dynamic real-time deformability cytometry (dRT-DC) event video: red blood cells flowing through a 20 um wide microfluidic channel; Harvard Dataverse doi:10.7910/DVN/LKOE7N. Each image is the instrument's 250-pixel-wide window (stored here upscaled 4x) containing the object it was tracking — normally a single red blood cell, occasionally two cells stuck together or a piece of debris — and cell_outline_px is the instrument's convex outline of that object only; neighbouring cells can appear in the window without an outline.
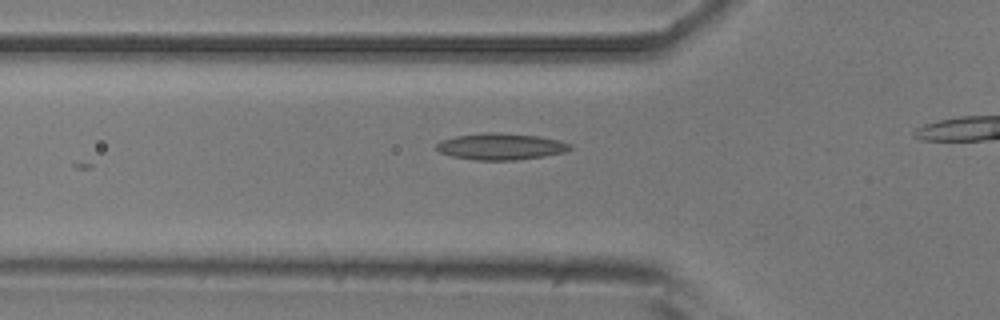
{"species": "common noctule bat (a hibernating species)", "species_latin": "Nyctalus noctula", "temperature_condition": "room temperature", "stored_images_in_passage": 14, "camera_frame_rate_fps": 3000, "um_per_image_px": 0.085, "animal": {"sex": "male", "body_mass_g": 20.5, "forearm_length_mm": 52.5}, "frame": {"image": 1, "passage_image": 3, "time_ms": 0.667, "image_size_px": [1000, 320], "cell_outline_px": [[572, 148], [564, 152], [544, 156], [516, 160], [476, 160], [452, 156], [440, 152], [436, 148], [436, 144], [440, 140], [456, 136], [484, 132], [496, 132], [540, 136], [560, 140], [572, 144]], "centroid_in_image_um": [42.58, 12.44], "position_along_channel_um": 83.2, "area_um2": 20.75}}
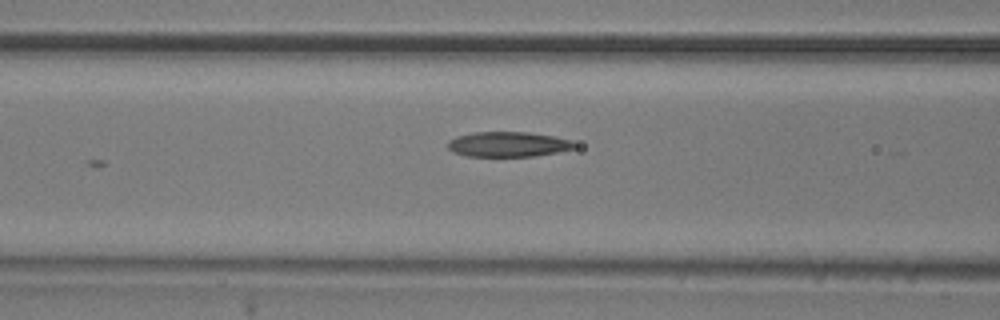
{"frame": {"image": 2, "passage_image": 6, "time_ms": 1.667, "image_size_px": [1000, 320], "cell_outline_px": [[576, 148], [556, 152], [532, 156], [468, 156], [452, 152], [448, 148], [448, 140], [456, 136], [472, 132], [528, 132], [552, 136], [572, 140], [576, 144]], "centroid_in_image_um": [43.16, 12.26], "position_along_channel_um": 123.4, "area_um2": 18.5}}